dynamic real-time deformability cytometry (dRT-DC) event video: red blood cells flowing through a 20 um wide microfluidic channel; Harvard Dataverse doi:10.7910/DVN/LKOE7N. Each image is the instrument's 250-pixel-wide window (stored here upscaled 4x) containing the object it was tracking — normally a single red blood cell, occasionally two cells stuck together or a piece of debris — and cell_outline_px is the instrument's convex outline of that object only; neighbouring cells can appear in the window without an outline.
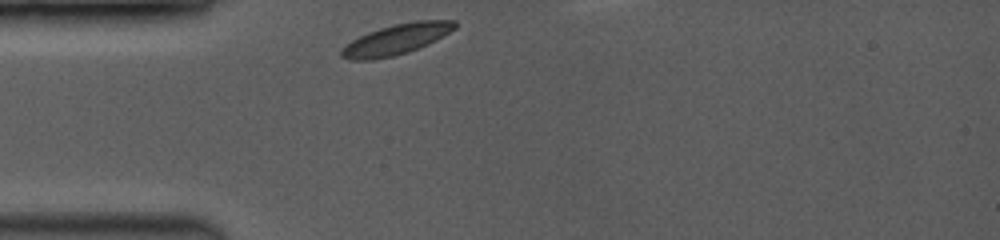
{"species": "common noctule bat (a hibernating species)", "species_latin": "Nyctalus noctula", "temperature_condition": "room temperature", "stored_images_in_passage": 34, "camera_frame_rate_fps": 3500, "um_per_image_px": 0.085, "animal": {"sex": "female", "body_mass_g": 19.0, "forearm_length_mm": 53.3}, "frame": {"image": 1, "passage_image": 1, "time_ms": 0.0, "image_size_px": [1000, 240], "cell_outline_px": [[456, 28], [436, 40], [428, 44], [408, 52], [392, 56], [372, 60], [352, 60], [340, 56], [340, 48], [352, 40], [368, 32], [380, 28], [396, 24], [416, 20], [456, 20]], "centroid_in_image_um": [33.68, 3.35], "position_along_channel_um": 51.3, "area_um2": 20.06}}
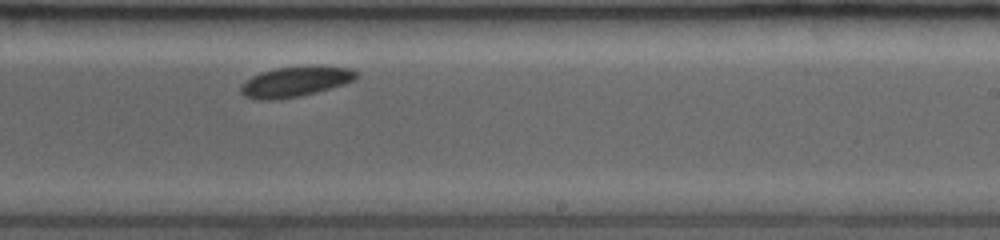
{"frame": {"image": 2, "passage_image": 21, "time_ms": 5.714, "image_size_px": [1000, 240], "cell_outline_px": [[360, 72], [356, 80], [344, 84], [316, 92], [300, 96], [276, 100], [252, 100], [244, 96], [240, 92], [240, 88], [252, 76], [260, 72], [276, 68], [312, 64], [320, 64], [352, 68]], "centroid_in_image_um": [25.17, 6.91], "position_along_channel_um": 263.8, "area_um2": 21.04}}
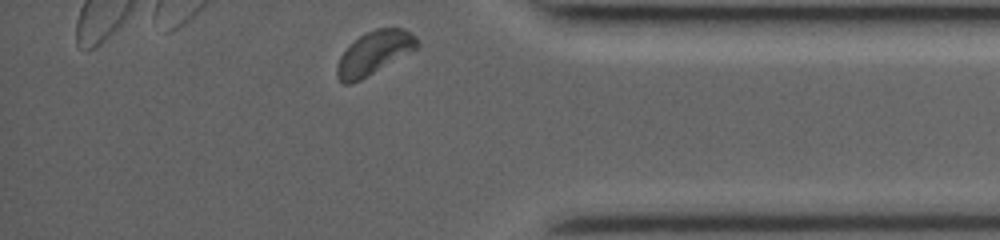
{"frame": {"image": 3, "passage_image": 34, "time_ms": 9.429, "image_size_px": [1000, 240], "cell_outline_px": [[420, 44], [412, 52], [360, 80], [352, 84], [344, 84], [336, 76], [336, 68], [340, 56], [360, 36], [376, 28], [404, 28], [416, 36]], "centroid_in_image_um": [31.83, 4.51], "position_along_channel_um": 403.4, "area_um2": 20.06}, "authors_computed_cell_mechanics": {"area_um2": 20.4034, "velocity_mm_per_s": 3.9099, "shape_relaxation_time_tau1_ms": 0.6286, "shape_relaxation_time_tau2_ms": null, "deformation_change_tau1": 0.0683, "deformation_change_tau2": null}}